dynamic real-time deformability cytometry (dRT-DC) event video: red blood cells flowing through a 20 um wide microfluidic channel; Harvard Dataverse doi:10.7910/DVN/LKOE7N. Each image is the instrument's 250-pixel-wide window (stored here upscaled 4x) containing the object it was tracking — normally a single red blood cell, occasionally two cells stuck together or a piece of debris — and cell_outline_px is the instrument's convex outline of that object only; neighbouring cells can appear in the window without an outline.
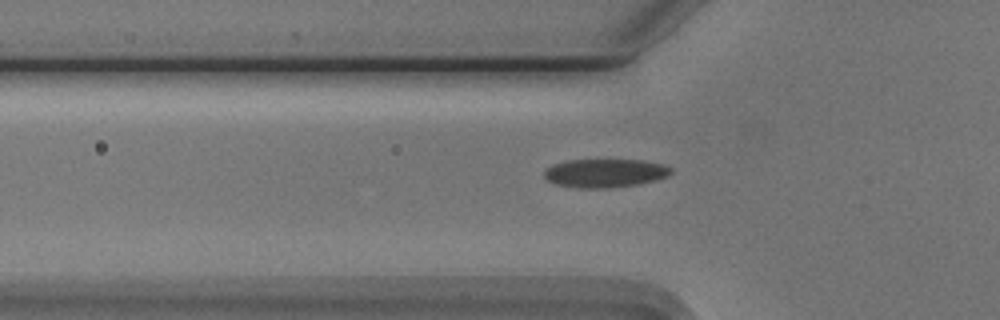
{"species": "Egyptian fruit bat (a non-hibernating species)", "species_latin": "Rousettus aegyptiacus", "temperature_condition": "cold", "stored_images_in_passage": 33, "camera_frame_rate_fps": 3000, "um_per_image_px": 0.085, "animal": {"sex": "male"}, "frame": {"image": 1, "passage_image": 6, "time_ms": 1.667, "image_size_px": [1000, 320], "cell_outline_px": [[672, 172], [668, 176], [656, 180], [636, 184], [608, 188], [580, 188], [556, 184], [548, 180], [544, 176], [544, 172], [552, 164], [568, 160], [644, 160], [664, 164], [672, 168]], "centroid_in_image_um": [51.45, 14.7], "position_along_channel_um": 74.3, "area_um2": 21.04}}
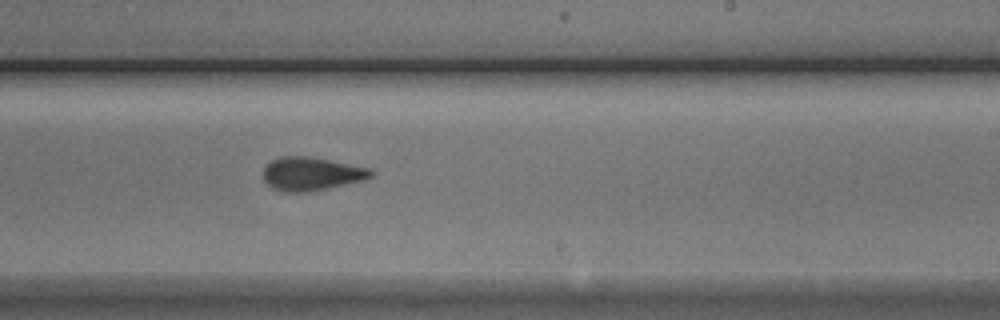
{"frame": {"image": 2, "passage_image": 21, "time_ms": 6.667, "image_size_px": [1000, 320], "cell_outline_px": [[372, 176], [364, 180], [328, 188], [308, 192], [284, 192], [272, 188], [264, 180], [264, 168], [272, 160], [280, 156], [304, 156], [328, 160], [368, 168], [372, 172]], "centroid_in_image_um": [26.43, 14.78], "position_along_channel_um": 262.6, "area_um2": 20.63}}
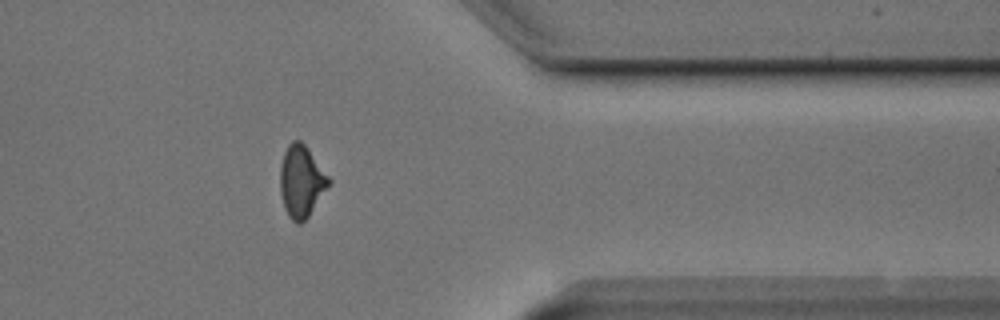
{"frame": {"image": 3, "passage_image": 32, "time_ms": 10.333, "image_size_px": [1000, 320], "cell_outline_px": [[332, 180], [308, 216], [300, 224], [296, 224], [288, 216], [284, 208], [280, 192], [280, 164], [284, 152], [288, 144], [292, 140], [300, 140], [304, 144]], "centroid_in_image_um": [25.59, 15.41], "position_along_channel_um": 385.8, "area_um2": 20.23}}